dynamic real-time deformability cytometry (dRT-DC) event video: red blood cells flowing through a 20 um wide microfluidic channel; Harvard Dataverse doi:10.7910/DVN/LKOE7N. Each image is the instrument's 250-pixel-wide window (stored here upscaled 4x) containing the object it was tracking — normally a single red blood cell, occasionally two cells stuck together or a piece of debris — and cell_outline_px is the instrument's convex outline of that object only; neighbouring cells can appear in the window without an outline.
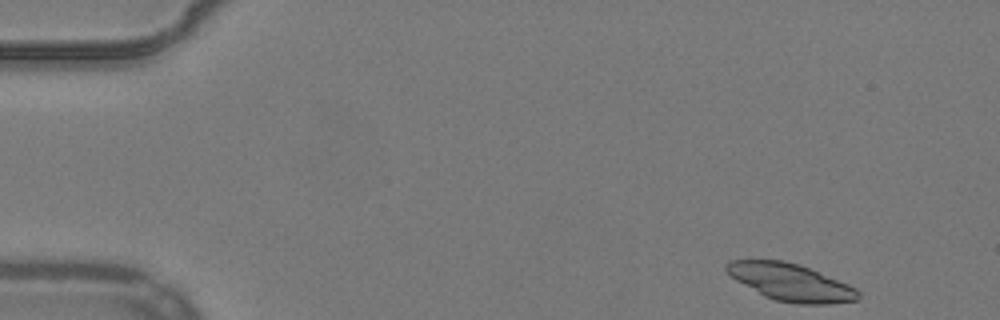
{"species": "common noctule bat (a hibernating species)", "species_latin": "Nyctalus noctula", "temperature_condition": "warm", "stored_images_in_passage": 4, "camera_frame_rate_fps": 3000, "um_per_image_px": 0.085, "animal": {"sex": "male", "body_mass_g": 19.2, "forearm_length_mm": 51.8}, "frame": {"image": 1, "passage_image": 1, "time_ms": 0.0, "image_size_px": [1000, 320], "cell_outline_px": [[860, 296], [856, 300], [828, 304], [800, 304], [776, 300], [764, 296], [736, 280], [724, 268], [724, 264], [732, 260], [784, 260], [800, 264], [848, 284], [856, 288], [860, 292]], "centroid_in_image_um": [67.21, 23.98], "position_along_channel_um": 17.8, "area_um2": 28.38}}